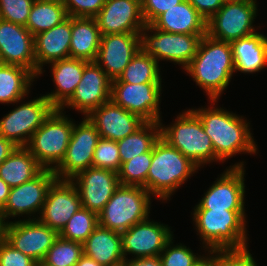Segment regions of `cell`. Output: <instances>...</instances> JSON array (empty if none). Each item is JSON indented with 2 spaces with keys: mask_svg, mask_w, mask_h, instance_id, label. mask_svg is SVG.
<instances>
[{
  "mask_svg": "<svg viewBox=\"0 0 267 266\" xmlns=\"http://www.w3.org/2000/svg\"><path fill=\"white\" fill-rule=\"evenodd\" d=\"M151 25L169 33L206 34V21L188 0L161 14Z\"/></svg>",
  "mask_w": 267,
  "mask_h": 266,
  "instance_id": "484cf974",
  "label": "cell"
},
{
  "mask_svg": "<svg viewBox=\"0 0 267 266\" xmlns=\"http://www.w3.org/2000/svg\"><path fill=\"white\" fill-rule=\"evenodd\" d=\"M152 161V149L124 162L118 172L120 185L140 186L146 189L147 174Z\"/></svg>",
  "mask_w": 267,
  "mask_h": 266,
  "instance_id": "8d00e7d4",
  "label": "cell"
},
{
  "mask_svg": "<svg viewBox=\"0 0 267 266\" xmlns=\"http://www.w3.org/2000/svg\"><path fill=\"white\" fill-rule=\"evenodd\" d=\"M86 60L66 58L49 63L55 91L44 95L49 102L60 109L74 94L82 79Z\"/></svg>",
  "mask_w": 267,
  "mask_h": 266,
  "instance_id": "d4e9b609",
  "label": "cell"
},
{
  "mask_svg": "<svg viewBox=\"0 0 267 266\" xmlns=\"http://www.w3.org/2000/svg\"><path fill=\"white\" fill-rule=\"evenodd\" d=\"M161 83H111L110 99L123 109L139 115L146 122H161Z\"/></svg>",
  "mask_w": 267,
  "mask_h": 266,
  "instance_id": "4fadbf2b",
  "label": "cell"
},
{
  "mask_svg": "<svg viewBox=\"0 0 267 266\" xmlns=\"http://www.w3.org/2000/svg\"><path fill=\"white\" fill-rule=\"evenodd\" d=\"M112 80L104 70L95 62L85 63L82 79L76 87L71 98L60 108L76 109L88 116L94 109L110 100Z\"/></svg>",
  "mask_w": 267,
  "mask_h": 266,
  "instance_id": "2e32d148",
  "label": "cell"
},
{
  "mask_svg": "<svg viewBox=\"0 0 267 266\" xmlns=\"http://www.w3.org/2000/svg\"><path fill=\"white\" fill-rule=\"evenodd\" d=\"M10 189L11 187L3 179L0 178V211L4 208L8 200Z\"/></svg>",
  "mask_w": 267,
  "mask_h": 266,
  "instance_id": "c3c4849f",
  "label": "cell"
},
{
  "mask_svg": "<svg viewBox=\"0 0 267 266\" xmlns=\"http://www.w3.org/2000/svg\"><path fill=\"white\" fill-rule=\"evenodd\" d=\"M184 71L205 90L210 100H218L235 72L231 43L204 35L196 55Z\"/></svg>",
  "mask_w": 267,
  "mask_h": 266,
  "instance_id": "7a4b0ae2",
  "label": "cell"
},
{
  "mask_svg": "<svg viewBox=\"0 0 267 266\" xmlns=\"http://www.w3.org/2000/svg\"><path fill=\"white\" fill-rule=\"evenodd\" d=\"M82 119L78 125L74 123L65 157L53 170L59 180H71L81 171L92 167L94 150L100 135L87 116Z\"/></svg>",
  "mask_w": 267,
  "mask_h": 266,
  "instance_id": "8fae6325",
  "label": "cell"
},
{
  "mask_svg": "<svg viewBox=\"0 0 267 266\" xmlns=\"http://www.w3.org/2000/svg\"><path fill=\"white\" fill-rule=\"evenodd\" d=\"M83 255V244L58 237L39 266H76Z\"/></svg>",
  "mask_w": 267,
  "mask_h": 266,
  "instance_id": "d590c367",
  "label": "cell"
},
{
  "mask_svg": "<svg viewBox=\"0 0 267 266\" xmlns=\"http://www.w3.org/2000/svg\"><path fill=\"white\" fill-rule=\"evenodd\" d=\"M71 17L53 28L34 36L36 77L43 73L44 64L70 58Z\"/></svg>",
  "mask_w": 267,
  "mask_h": 266,
  "instance_id": "cb8c5ba5",
  "label": "cell"
},
{
  "mask_svg": "<svg viewBox=\"0 0 267 266\" xmlns=\"http://www.w3.org/2000/svg\"><path fill=\"white\" fill-rule=\"evenodd\" d=\"M92 167L119 172L121 159L117 141L100 138L94 150Z\"/></svg>",
  "mask_w": 267,
  "mask_h": 266,
  "instance_id": "74e56055",
  "label": "cell"
},
{
  "mask_svg": "<svg viewBox=\"0 0 267 266\" xmlns=\"http://www.w3.org/2000/svg\"><path fill=\"white\" fill-rule=\"evenodd\" d=\"M35 0H0V19L26 27Z\"/></svg>",
  "mask_w": 267,
  "mask_h": 266,
  "instance_id": "60d3db41",
  "label": "cell"
},
{
  "mask_svg": "<svg viewBox=\"0 0 267 266\" xmlns=\"http://www.w3.org/2000/svg\"><path fill=\"white\" fill-rule=\"evenodd\" d=\"M5 224L2 215L0 214V243L4 240L5 238Z\"/></svg>",
  "mask_w": 267,
  "mask_h": 266,
  "instance_id": "816d5d0a",
  "label": "cell"
},
{
  "mask_svg": "<svg viewBox=\"0 0 267 266\" xmlns=\"http://www.w3.org/2000/svg\"><path fill=\"white\" fill-rule=\"evenodd\" d=\"M0 266H39L30 256L16 250L5 239L0 243Z\"/></svg>",
  "mask_w": 267,
  "mask_h": 266,
  "instance_id": "7bdbcfd3",
  "label": "cell"
},
{
  "mask_svg": "<svg viewBox=\"0 0 267 266\" xmlns=\"http://www.w3.org/2000/svg\"><path fill=\"white\" fill-rule=\"evenodd\" d=\"M34 78L37 77L25 67L0 63V103L23 101Z\"/></svg>",
  "mask_w": 267,
  "mask_h": 266,
  "instance_id": "4dcf8cb0",
  "label": "cell"
},
{
  "mask_svg": "<svg viewBox=\"0 0 267 266\" xmlns=\"http://www.w3.org/2000/svg\"><path fill=\"white\" fill-rule=\"evenodd\" d=\"M0 63L25 67L36 76L34 36L26 27L0 19Z\"/></svg>",
  "mask_w": 267,
  "mask_h": 266,
  "instance_id": "ffe728a7",
  "label": "cell"
},
{
  "mask_svg": "<svg viewBox=\"0 0 267 266\" xmlns=\"http://www.w3.org/2000/svg\"><path fill=\"white\" fill-rule=\"evenodd\" d=\"M244 162L226 168L194 209L245 210Z\"/></svg>",
  "mask_w": 267,
  "mask_h": 266,
  "instance_id": "5bb4252c",
  "label": "cell"
},
{
  "mask_svg": "<svg viewBox=\"0 0 267 266\" xmlns=\"http://www.w3.org/2000/svg\"><path fill=\"white\" fill-rule=\"evenodd\" d=\"M235 72L256 73L267 65V37L258 32L231 42Z\"/></svg>",
  "mask_w": 267,
  "mask_h": 266,
  "instance_id": "83f0119b",
  "label": "cell"
},
{
  "mask_svg": "<svg viewBox=\"0 0 267 266\" xmlns=\"http://www.w3.org/2000/svg\"><path fill=\"white\" fill-rule=\"evenodd\" d=\"M207 251V256L214 262L215 266H258L248 247Z\"/></svg>",
  "mask_w": 267,
  "mask_h": 266,
  "instance_id": "ab89813d",
  "label": "cell"
},
{
  "mask_svg": "<svg viewBox=\"0 0 267 266\" xmlns=\"http://www.w3.org/2000/svg\"><path fill=\"white\" fill-rule=\"evenodd\" d=\"M70 17L94 18L106 0H62Z\"/></svg>",
  "mask_w": 267,
  "mask_h": 266,
  "instance_id": "b9f144b4",
  "label": "cell"
},
{
  "mask_svg": "<svg viewBox=\"0 0 267 266\" xmlns=\"http://www.w3.org/2000/svg\"><path fill=\"white\" fill-rule=\"evenodd\" d=\"M76 266H103V265H100L92 258L87 257L86 255L83 254L80 257L79 261L76 263Z\"/></svg>",
  "mask_w": 267,
  "mask_h": 266,
  "instance_id": "681fc988",
  "label": "cell"
},
{
  "mask_svg": "<svg viewBox=\"0 0 267 266\" xmlns=\"http://www.w3.org/2000/svg\"><path fill=\"white\" fill-rule=\"evenodd\" d=\"M81 200L71 180L56 179L49 187L37 219L58 233L80 208Z\"/></svg>",
  "mask_w": 267,
  "mask_h": 266,
  "instance_id": "ac0fdd59",
  "label": "cell"
},
{
  "mask_svg": "<svg viewBox=\"0 0 267 266\" xmlns=\"http://www.w3.org/2000/svg\"><path fill=\"white\" fill-rule=\"evenodd\" d=\"M71 120L56 109L25 146L44 169L54 170L64 159L74 127Z\"/></svg>",
  "mask_w": 267,
  "mask_h": 266,
  "instance_id": "52a82bcc",
  "label": "cell"
},
{
  "mask_svg": "<svg viewBox=\"0 0 267 266\" xmlns=\"http://www.w3.org/2000/svg\"><path fill=\"white\" fill-rule=\"evenodd\" d=\"M71 181L79 192L82 208L97 215L120 186L117 172L96 167L81 171Z\"/></svg>",
  "mask_w": 267,
  "mask_h": 266,
  "instance_id": "e0dca14e",
  "label": "cell"
},
{
  "mask_svg": "<svg viewBox=\"0 0 267 266\" xmlns=\"http://www.w3.org/2000/svg\"><path fill=\"white\" fill-rule=\"evenodd\" d=\"M204 35L206 34L169 33L148 24L140 32V47L157 62H174L182 65L184 70L196 55Z\"/></svg>",
  "mask_w": 267,
  "mask_h": 266,
  "instance_id": "ba28073f",
  "label": "cell"
},
{
  "mask_svg": "<svg viewBox=\"0 0 267 266\" xmlns=\"http://www.w3.org/2000/svg\"><path fill=\"white\" fill-rule=\"evenodd\" d=\"M159 63L142 49L133 56L118 79L111 83L142 84L162 82Z\"/></svg>",
  "mask_w": 267,
  "mask_h": 266,
  "instance_id": "836d02e7",
  "label": "cell"
},
{
  "mask_svg": "<svg viewBox=\"0 0 267 266\" xmlns=\"http://www.w3.org/2000/svg\"><path fill=\"white\" fill-rule=\"evenodd\" d=\"M62 0H35L32 4L26 28L36 36L68 18Z\"/></svg>",
  "mask_w": 267,
  "mask_h": 266,
  "instance_id": "1f68e13d",
  "label": "cell"
},
{
  "mask_svg": "<svg viewBox=\"0 0 267 266\" xmlns=\"http://www.w3.org/2000/svg\"><path fill=\"white\" fill-rule=\"evenodd\" d=\"M109 266H127V265H126V261L125 260H122L119 263L112 264V265H109Z\"/></svg>",
  "mask_w": 267,
  "mask_h": 266,
  "instance_id": "f5cc1de1",
  "label": "cell"
},
{
  "mask_svg": "<svg viewBox=\"0 0 267 266\" xmlns=\"http://www.w3.org/2000/svg\"><path fill=\"white\" fill-rule=\"evenodd\" d=\"M5 224V240L38 264L45 258L59 233L38 219L30 218Z\"/></svg>",
  "mask_w": 267,
  "mask_h": 266,
  "instance_id": "7c38bea8",
  "label": "cell"
},
{
  "mask_svg": "<svg viewBox=\"0 0 267 266\" xmlns=\"http://www.w3.org/2000/svg\"><path fill=\"white\" fill-rule=\"evenodd\" d=\"M195 266H215V264L208 256H204Z\"/></svg>",
  "mask_w": 267,
  "mask_h": 266,
  "instance_id": "f907efd6",
  "label": "cell"
},
{
  "mask_svg": "<svg viewBox=\"0 0 267 266\" xmlns=\"http://www.w3.org/2000/svg\"><path fill=\"white\" fill-rule=\"evenodd\" d=\"M174 122L169 127L160 122V137L170 146L178 149L200 168L207 163L221 162L215 155L211 138L205 133L202 121L192 109L182 112Z\"/></svg>",
  "mask_w": 267,
  "mask_h": 266,
  "instance_id": "5b68a950",
  "label": "cell"
},
{
  "mask_svg": "<svg viewBox=\"0 0 267 266\" xmlns=\"http://www.w3.org/2000/svg\"><path fill=\"white\" fill-rule=\"evenodd\" d=\"M257 8L256 0L225 1L206 22V34L213 39L231 43L256 33L253 22Z\"/></svg>",
  "mask_w": 267,
  "mask_h": 266,
  "instance_id": "9c48e42d",
  "label": "cell"
},
{
  "mask_svg": "<svg viewBox=\"0 0 267 266\" xmlns=\"http://www.w3.org/2000/svg\"><path fill=\"white\" fill-rule=\"evenodd\" d=\"M210 101L212 107L192 110L202 121L205 133L211 138L216 157L223 163L237 153L256 154L258 146L252 138L250 123L236 113L213 107L218 100Z\"/></svg>",
  "mask_w": 267,
  "mask_h": 266,
  "instance_id": "6da1fadb",
  "label": "cell"
},
{
  "mask_svg": "<svg viewBox=\"0 0 267 266\" xmlns=\"http://www.w3.org/2000/svg\"><path fill=\"white\" fill-rule=\"evenodd\" d=\"M127 266H162L159 256L126 259Z\"/></svg>",
  "mask_w": 267,
  "mask_h": 266,
  "instance_id": "bcb514c9",
  "label": "cell"
},
{
  "mask_svg": "<svg viewBox=\"0 0 267 266\" xmlns=\"http://www.w3.org/2000/svg\"><path fill=\"white\" fill-rule=\"evenodd\" d=\"M173 244V237L167 242L159 255L162 266H195L204 255L196 256L187 246Z\"/></svg>",
  "mask_w": 267,
  "mask_h": 266,
  "instance_id": "f35d334b",
  "label": "cell"
},
{
  "mask_svg": "<svg viewBox=\"0 0 267 266\" xmlns=\"http://www.w3.org/2000/svg\"><path fill=\"white\" fill-rule=\"evenodd\" d=\"M159 137L160 122H145L134 133L118 140L121 165L139 154L149 152Z\"/></svg>",
  "mask_w": 267,
  "mask_h": 266,
  "instance_id": "d6a6232c",
  "label": "cell"
},
{
  "mask_svg": "<svg viewBox=\"0 0 267 266\" xmlns=\"http://www.w3.org/2000/svg\"><path fill=\"white\" fill-rule=\"evenodd\" d=\"M52 169H43L36 177L12 187L4 208L0 211L4 222L10 217L40 214L49 187L56 180ZM6 219V220H5Z\"/></svg>",
  "mask_w": 267,
  "mask_h": 266,
  "instance_id": "9a60e30c",
  "label": "cell"
},
{
  "mask_svg": "<svg viewBox=\"0 0 267 266\" xmlns=\"http://www.w3.org/2000/svg\"><path fill=\"white\" fill-rule=\"evenodd\" d=\"M17 148V146L3 136H0V164Z\"/></svg>",
  "mask_w": 267,
  "mask_h": 266,
  "instance_id": "7dc6e473",
  "label": "cell"
},
{
  "mask_svg": "<svg viewBox=\"0 0 267 266\" xmlns=\"http://www.w3.org/2000/svg\"><path fill=\"white\" fill-rule=\"evenodd\" d=\"M43 169L25 146H17L0 164V178L12 188L32 180Z\"/></svg>",
  "mask_w": 267,
  "mask_h": 266,
  "instance_id": "f546056e",
  "label": "cell"
},
{
  "mask_svg": "<svg viewBox=\"0 0 267 266\" xmlns=\"http://www.w3.org/2000/svg\"><path fill=\"white\" fill-rule=\"evenodd\" d=\"M184 0H141V11L146 25L152 24L161 14Z\"/></svg>",
  "mask_w": 267,
  "mask_h": 266,
  "instance_id": "ee69618b",
  "label": "cell"
},
{
  "mask_svg": "<svg viewBox=\"0 0 267 266\" xmlns=\"http://www.w3.org/2000/svg\"><path fill=\"white\" fill-rule=\"evenodd\" d=\"M245 210L194 209L193 223L207 250L248 247Z\"/></svg>",
  "mask_w": 267,
  "mask_h": 266,
  "instance_id": "3957f363",
  "label": "cell"
},
{
  "mask_svg": "<svg viewBox=\"0 0 267 266\" xmlns=\"http://www.w3.org/2000/svg\"><path fill=\"white\" fill-rule=\"evenodd\" d=\"M83 254L103 266L125 260L121 233L98 225L83 243Z\"/></svg>",
  "mask_w": 267,
  "mask_h": 266,
  "instance_id": "4316f807",
  "label": "cell"
},
{
  "mask_svg": "<svg viewBox=\"0 0 267 266\" xmlns=\"http://www.w3.org/2000/svg\"><path fill=\"white\" fill-rule=\"evenodd\" d=\"M87 117L96 126L100 138L113 141L131 135L146 122L111 99L94 109Z\"/></svg>",
  "mask_w": 267,
  "mask_h": 266,
  "instance_id": "603a6c76",
  "label": "cell"
},
{
  "mask_svg": "<svg viewBox=\"0 0 267 266\" xmlns=\"http://www.w3.org/2000/svg\"><path fill=\"white\" fill-rule=\"evenodd\" d=\"M55 110L44 95L21 103L0 120V136L16 146H26L33 133Z\"/></svg>",
  "mask_w": 267,
  "mask_h": 266,
  "instance_id": "30bf717a",
  "label": "cell"
},
{
  "mask_svg": "<svg viewBox=\"0 0 267 266\" xmlns=\"http://www.w3.org/2000/svg\"><path fill=\"white\" fill-rule=\"evenodd\" d=\"M199 167L178 149L159 139L152 147V161L147 174L146 190L159 200L167 201L172 193L193 176Z\"/></svg>",
  "mask_w": 267,
  "mask_h": 266,
  "instance_id": "277c9868",
  "label": "cell"
},
{
  "mask_svg": "<svg viewBox=\"0 0 267 266\" xmlns=\"http://www.w3.org/2000/svg\"><path fill=\"white\" fill-rule=\"evenodd\" d=\"M173 237L168 225L147 218L121 233L122 252L134 258L159 256L167 242Z\"/></svg>",
  "mask_w": 267,
  "mask_h": 266,
  "instance_id": "d6986e66",
  "label": "cell"
},
{
  "mask_svg": "<svg viewBox=\"0 0 267 266\" xmlns=\"http://www.w3.org/2000/svg\"><path fill=\"white\" fill-rule=\"evenodd\" d=\"M101 32L95 18L71 17L70 58L95 61Z\"/></svg>",
  "mask_w": 267,
  "mask_h": 266,
  "instance_id": "f1b7e54d",
  "label": "cell"
},
{
  "mask_svg": "<svg viewBox=\"0 0 267 266\" xmlns=\"http://www.w3.org/2000/svg\"><path fill=\"white\" fill-rule=\"evenodd\" d=\"M151 200L144 187L120 185L98 214L99 225L123 233L149 217Z\"/></svg>",
  "mask_w": 267,
  "mask_h": 266,
  "instance_id": "8992f818",
  "label": "cell"
},
{
  "mask_svg": "<svg viewBox=\"0 0 267 266\" xmlns=\"http://www.w3.org/2000/svg\"><path fill=\"white\" fill-rule=\"evenodd\" d=\"M94 18L101 35L140 33L146 26L141 11V0H106Z\"/></svg>",
  "mask_w": 267,
  "mask_h": 266,
  "instance_id": "7402d4cb",
  "label": "cell"
},
{
  "mask_svg": "<svg viewBox=\"0 0 267 266\" xmlns=\"http://www.w3.org/2000/svg\"><path fill=\"white\" fill-rule=\"evenodd\" d=\"M207 22L223 6L225 0H188Z\"/></svg>",
  "mask_w": 267,
  "mask_h": 266,
  "instance_id": "f6af8a7d",
  "label": "cell"
},
{
  "mask_svg": "<svg viewBox=\"0 0 267 266\" xmlns=\"http://www.w3.org/2000/svg\"><path fill=\"white\" fill-rule=\"evenodd\" d=\"M141 49L140 33L101 35L95 62L111 80L118 79L133 56Z\"/></svg>",
  "mask_w": 267,
  "mask_h": 266,
  "instance_id": "44dd1931",
  "label": "cell"
},
{
  "mask_svg": "<svg viewBox=\"0 0 267 266\" xmlns=\"http://www.w3.org/2000/svg\"><path fill=\"white\" fill-rule=\"evenodd\" d=\"M98 225V215L93 211L81 207L68 220L59 233V236L83 244Z\"/></svg>",
  "mask_w": 267,
  "mask_h": 266,
  "instance_id": "e575fe53",
  "label": "cell"
}]
</instances>
